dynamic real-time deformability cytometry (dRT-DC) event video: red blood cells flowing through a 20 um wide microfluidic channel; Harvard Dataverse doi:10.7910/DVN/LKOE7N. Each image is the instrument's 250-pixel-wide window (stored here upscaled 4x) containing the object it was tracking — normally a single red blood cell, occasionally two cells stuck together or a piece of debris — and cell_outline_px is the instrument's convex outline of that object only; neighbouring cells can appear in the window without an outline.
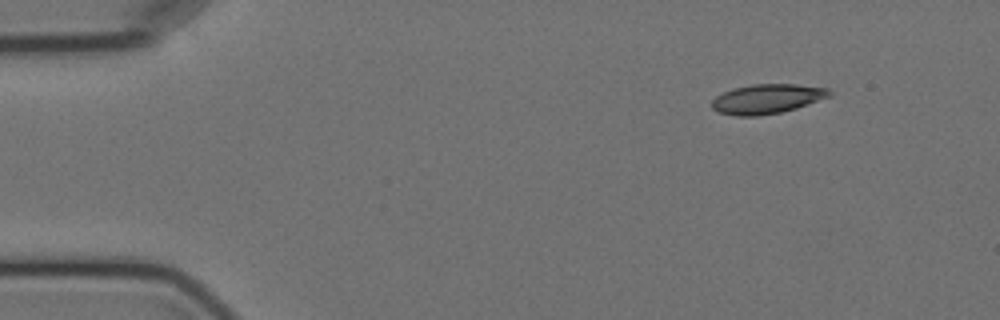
{"species": "Egyptian fruit bat (a non-hibernating species)", "species_latin": "Rousettus aegyptiacus", "temperature_condition": "cold", "stored_images_in_passage": 5, "segment_of_instrument_passage": [2, 2], "camera_frame_rate_fps": 3000, "um_per_image_px": 0.085, "animal": {"sex": "female"}, "frame": {"image": 1, "passage_image": 5, "time_ms": 5.667, "image_size_px": [1000, 320], "cell_outline_px": [[832, 96], [796, 108], [780, 112], [760, 116], [736, 116], [720, 112], [712, 108], [712, 100], [716, 96], [724, 92], [736, 88], [752, 84], [796, 84], [828, 88], [832, 92]], "centroid_in_image_um": [65.23, 8.4], "position_along_channel_um": 19.8, "area_um2": 20.17}}